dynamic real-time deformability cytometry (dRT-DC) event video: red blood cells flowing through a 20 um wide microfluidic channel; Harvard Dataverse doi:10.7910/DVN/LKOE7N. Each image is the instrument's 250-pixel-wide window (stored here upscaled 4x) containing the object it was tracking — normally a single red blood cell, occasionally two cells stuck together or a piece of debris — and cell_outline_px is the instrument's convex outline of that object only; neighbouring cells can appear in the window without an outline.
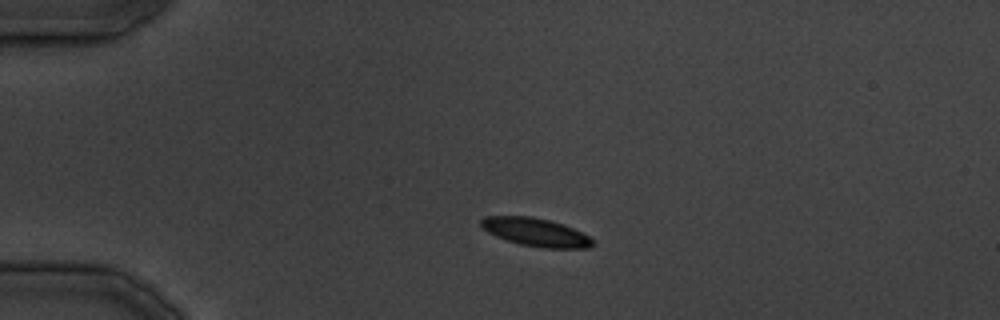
{"species": "common noctule bat (a hibernating species)", "species_latin": "Nyctalus noctula", "temperature_condition": "cold", "stored_images_in_passage": 12, "camera_frame_rate_fps": 3000, "um_per_image_px": 0.085, "animal": {"sex": "male", "body_mass_g": 19.5, "forearm_length_mm": 54.6}, "frame": {"image": 1, "passage_image": 6, "time_ms": 6.667, "image_size_px": [1000, 320], "cell_outline_px": [[596, 244], [588, 248], [544, 248], [520, 244], [496, 236], [488, 232], [480, 224], [480, 220], [484, 216], [532, 216], [564, 224], [596, 240]], "centroid_in_image_um": [45.57, 19.74], "position_along_channel_um": 39.4, "area_um2": 18.32}}
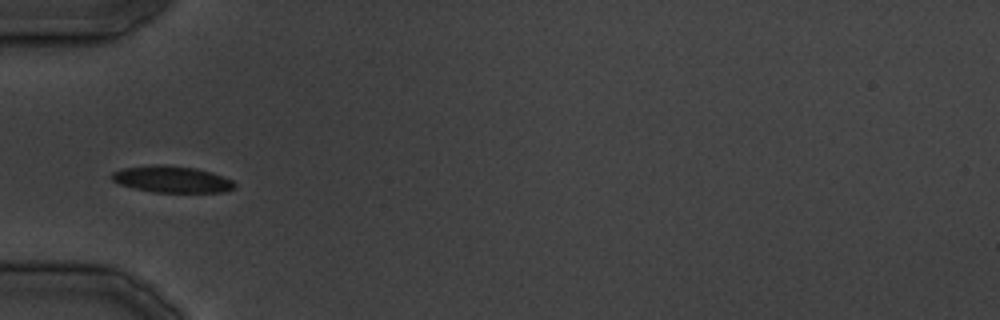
{"frame": {"image": 2, "passage_image": 10, "time_ms": 11.333, "image_size_px": [1000, 320], "cell_outline_px": [[236, 188], [224, 192], [152, 192], [132, 188], [120, 184], [112, 180], [108, 176], [112, 172], [124, 168], [156, 164], [164, 164], [196, 168], [212, 172], [232, 180], [236, 184]], "centroid_in_image_um": [14.6, 15.24], "position_along_channel_um": 70.4, "area_um2": 19.25}}